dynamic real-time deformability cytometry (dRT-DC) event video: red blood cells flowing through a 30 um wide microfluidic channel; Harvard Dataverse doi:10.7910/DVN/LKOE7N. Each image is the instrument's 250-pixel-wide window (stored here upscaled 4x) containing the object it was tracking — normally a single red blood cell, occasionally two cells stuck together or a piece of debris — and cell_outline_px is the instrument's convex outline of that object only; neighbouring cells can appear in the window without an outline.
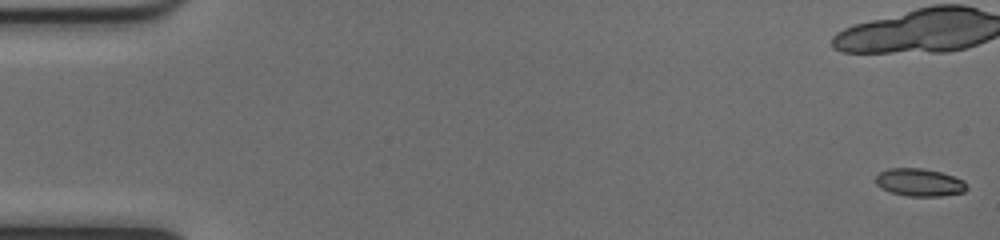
{"species": "common noctule bat (a hibernating species)", "species_latin": "Nyctalus noctula", "temperature_condition": "cold", "stored_images_in_passage": 53, "camera_frame_rate_fps": 3000, "um_per_image_px": 0.085, "animal": {"sex": "female", "body_mass_g": 17.0, "forearm_length_mm": 48.0}, "frame": {"image": 1, "passage_image": 1, "time_ms": 0.0, "image_size_px": [1000, 240], "cell_outline_px": [[968, 188], [964, 192], [940, 196], [908, 196], [892, 192], [880, 188], [876, 184], [876, 176], [880, 172], [888, 168], [920, 168], [940, 172], [964, 180], [968, 184]], "centroid_in_image_um": [78.17, 15.5], "position_along_channel_um": 6.8, "area_um2": 14.68}, "authors_computed_cell_mechanics": {"area_um2": 15.4326, "velocity_mm_per_s": 4.0254, "shape_relaxation_time_tau1_ms": 9.5493, "shape_relaxation_time_tau2_ms": 1.7554, "deformation_change_tau1": 0.2103, "deformation_change_tau2": 0.0645}}